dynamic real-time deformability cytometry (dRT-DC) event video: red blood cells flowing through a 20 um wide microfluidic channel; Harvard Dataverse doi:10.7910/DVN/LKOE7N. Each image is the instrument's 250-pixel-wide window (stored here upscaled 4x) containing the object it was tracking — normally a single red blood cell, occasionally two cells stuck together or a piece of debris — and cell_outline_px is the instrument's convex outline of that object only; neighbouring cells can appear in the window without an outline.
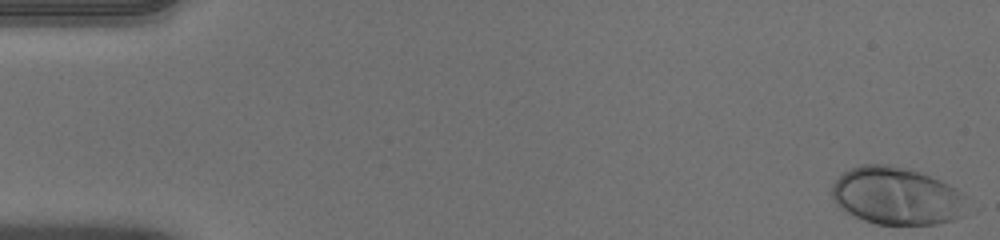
{"species": "human", "species_latin": "Homo sapiens", "temperature_condition": "warm", "stored_images_in_passage": 51, "camera_frame_rate_fps": 3000, "um_per_image_px": 0.085, "donor": {"sex": "male"}, "frame": {"image": 1, "passage_image": 1, "time_ms": 0.0, "image_size_px": [1000, 240], "cell_outline_px": [[968, 212], [964, 216], [952, 220], [936, 224], [876, 224], [864, 220], [844, 212], [836, 204], [832, 196], [832, 184], [844, 172], [860, 164], [884, 164], [904, 168], [928, 176], [948, 184], [956, 188], [968, 196]], "centroid_in_image_um": [76.26, 16.68], "position_along_channel_um": 8.7, "area_um2": 45.6}}
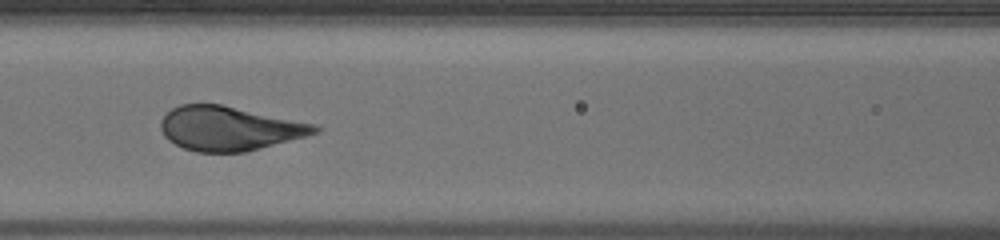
{"frame": {"image": 2, "passage_image": 23, "time_ms": 7.333, "image_size_px": [1000, 240], "cell_outline_px": [[320, 132], [260, 148], [244, 152], [196, 152], [184, 148], [168, 140], [164, 136], [160, 128], [160, 120], [172, 108], [180, 104], [220, 104], [316, 124], [320, 128]], "centroid_in_image_um": [19.46, 10.91], "position_along_channel_um": 147.1, "area_um2": 39.42}}
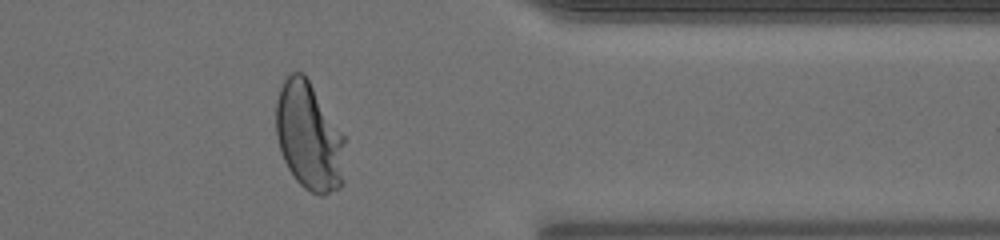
{"frame": {"image": 3, "passage_image": 42, "time_ms": 13.667, "image_size_px": [1000, 240], "cell_outline_px": [[344, 184], [340, 188], [320, 196], [304, 188], [296, 180], [288, 168], [284, 160], [276, 136], [276, 100], [280, 88], [284, 80], [292, 72], [304, 72], [344, 136]], "centroid_in_image_um": [26.27, 11.61], "position_along_channel_um": 385.1, "area_um2": 43.47}, "authors_computed_cell_mechanics": {"area_um2": 41.616, "velocity_mm_per_s": 3.9612, "shape_relaxation_time_tau1_ms": 2.6625, "shape_relaxation_time_tau2_ms": null, "deformation_change_tau1": 0.1917, "deformation_change_tau2": null}}